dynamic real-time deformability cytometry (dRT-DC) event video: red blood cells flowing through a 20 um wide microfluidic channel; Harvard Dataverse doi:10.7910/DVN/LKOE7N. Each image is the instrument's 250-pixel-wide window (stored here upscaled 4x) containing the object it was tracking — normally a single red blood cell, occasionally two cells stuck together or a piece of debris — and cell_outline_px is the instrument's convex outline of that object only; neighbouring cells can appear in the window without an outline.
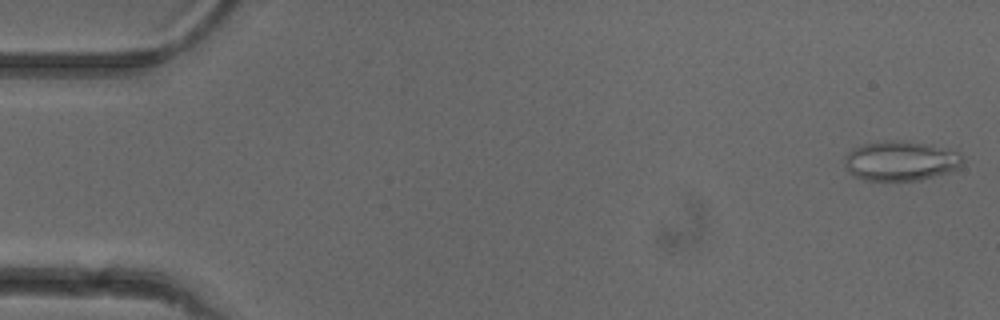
{"species": "common noctule bat (a hibernating species)", "species_latin": "Nyctalus noctula", "temperature_condition": "cold", "stored_images_in_passage": 13, "camera_frame_rate_fps": 3000, "um_per_image_px": 0.085, "animal": {"sex": "female"}, "frame": {"image": 1, "passage_image": 1, "time_ms": 0.0, "image_size_px": [1000, 320], "cell_outline_px": [[964, 160], [960, 168], [948, 172], [920, 180], [864, 180], [852, 176], [848, 172], [844, 164], [844, 156], [852, 148], [864, 144], [892, 140], [900, 140], [932, 144], [960, 152], [964, 156]], "centroid_in_image_um": [76.57, 13.67], "position_along_channel_um": 8.4, "area_um2": 27.74}}